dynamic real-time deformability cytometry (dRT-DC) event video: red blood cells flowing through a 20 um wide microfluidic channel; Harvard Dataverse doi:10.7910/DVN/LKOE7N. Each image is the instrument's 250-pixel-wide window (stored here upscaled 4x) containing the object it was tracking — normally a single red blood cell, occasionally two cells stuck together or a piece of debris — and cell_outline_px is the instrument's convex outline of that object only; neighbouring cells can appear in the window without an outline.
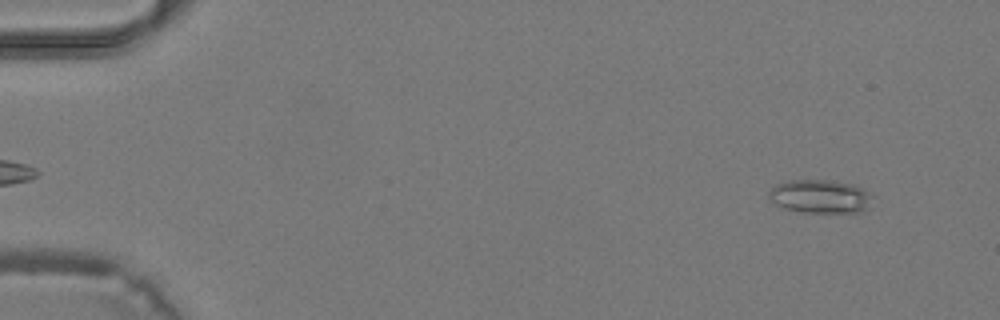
{"species": "common noctule bat (a hibernating species)", "species_latin": "Nyctalus noctula", "temperature_condition": "warm", "stored_images_in_passage": 40, "camera_frame_rate_fps": 3000, "um_per_image_px": 0.085, "animal": {"sex": "male", "body_mass_g": 19.2, "forearm_length_mm": 51.8}, "frame": {"image": 1, "passage_image": 3, "time_ms": 0.667, "image_size_px": [1000, 320], "cell_outline_px": [[872, 208], [860, 212], [804, 212], [784, 208], [776, 204], [768, 196], [768, 192], [776, 184], [788, 180], [828, 180], [852, 184], [864, 188], [872, 196]], "centroid_in_image_um": [69.76, 16.7], "position_along_channel_um": 15.2, "area_um2": 20.35}}
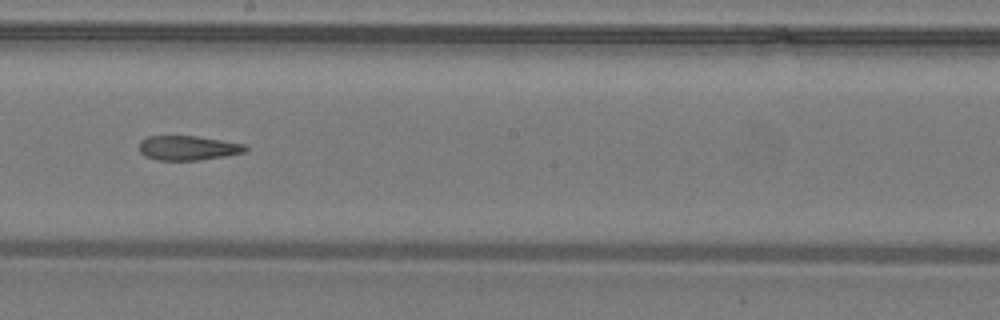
{"frame": {"image": 2, "passage_image": 23, "time_ms": 7.333, "image_size_px": [1000, 320], "cell_outline_px": [[248, 148], [244, 152], [224, 156], [196, 160], [156, 160], [144, 156], [140, 152], [140, 140], [148, 136], [196, 136], [244, 144]], "centroid_in_image_um": [15.93, 12.57], "position_along_channel_um": 232.3, "area_um2": 15.03}}
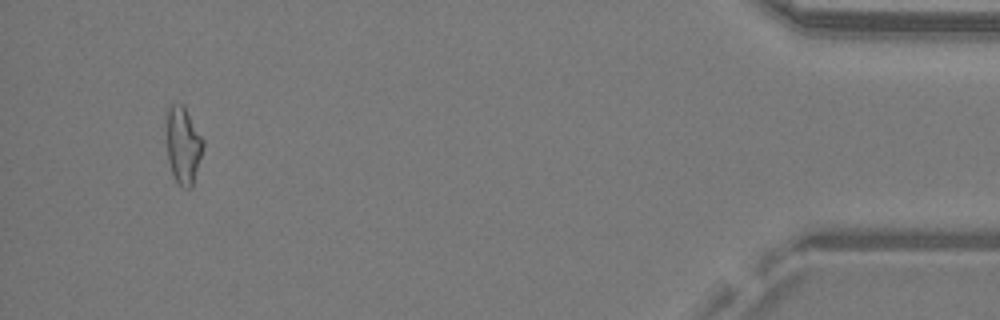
{"frame": {"image": 3, "passage_image": 38, "time_ms": 12.333, "image_size_px": [1000, 320], "cell_outline_px": [[204, 144], [192, 188], [180, 188], [172, 176], [168, 160], [164, 112], [172, 104], [184, 104], [204, 140]], "centroid_in_image_um": [15.53, 12.32], "position_along_channel_um": 419.7, "area_um2": 17.11}}